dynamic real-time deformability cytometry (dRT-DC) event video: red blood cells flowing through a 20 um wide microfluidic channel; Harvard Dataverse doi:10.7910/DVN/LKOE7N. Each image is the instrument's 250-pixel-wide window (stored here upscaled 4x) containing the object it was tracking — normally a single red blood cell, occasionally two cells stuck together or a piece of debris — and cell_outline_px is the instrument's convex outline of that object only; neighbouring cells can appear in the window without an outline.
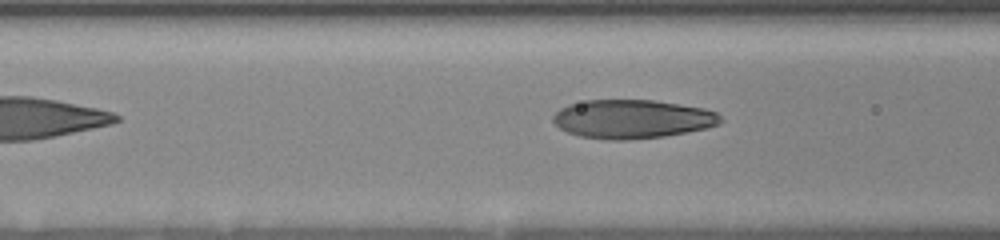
{"species": "human", "species_latin": "Homo sapiens", "temperature_condition": "room temperature", "stored_images_in_passage": 9, "segment_of_instrument_passage": [2, 2], "camera_frame_rate_fps": 3000, "um_per_image_px": 0.085, "donor": {"sex": "female"}, "frame": {"image": 1, "passage_image": 9, "time_ms": 6.667, "image_size_px": [1000, 240], "cell_outline_px": [[724, 120], [720, 124], [704, 128], [664, 136], [628, 140], [608, 140], [580, 136], [568, 132], [560, 128], [552, 120], [552, 116], [560, 108], [568, 104], [584, 100], [656, 100], [704, 108], [716, 112]], "centroid_in_image_um": [53.73, 10.11], "position_along_channel_um": 112.9, "area_um2": 37.86}}